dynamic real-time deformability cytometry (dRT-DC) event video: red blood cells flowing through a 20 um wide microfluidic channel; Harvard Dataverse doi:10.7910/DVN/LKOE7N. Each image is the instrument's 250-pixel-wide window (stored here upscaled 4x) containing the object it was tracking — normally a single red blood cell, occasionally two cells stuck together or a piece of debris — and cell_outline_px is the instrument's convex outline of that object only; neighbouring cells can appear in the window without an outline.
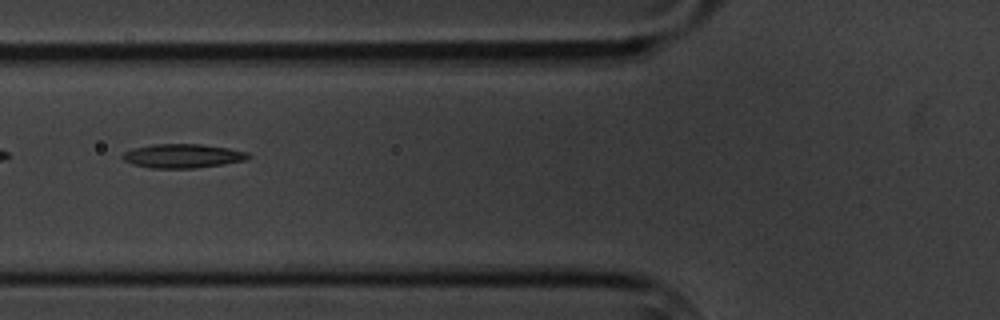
{"species": "common noctule bat (a hibernating species)", "species_latin": "Nyctalus noctula", "temperature_condition": "cold", "stored_images_in_passage": 9, "camera_frame_rate_fps": 3000, "um_per_image_px": 0.085, "animal": {"sex": "male", "body_mass_g": 20.1, "forearm_length_mm": 53.5}, "frame": {"image": 1, "passage_image": 2, "time_ms": 1.0, "image_size_px": [1000, 320], "cell_outline_px": [[252, 156], [248, 160], [224, 164], [196, 168], [148, 168], [132, 164], [124, 160], [120, 156], [124, 152], [132, 148], [152, 144], [200, 144], [228, 148], [248, 152]], "centroid_in_image_um": [15.53, 13.26], "position_along_channel_um": 110.3, "area_um2": 17.8}}
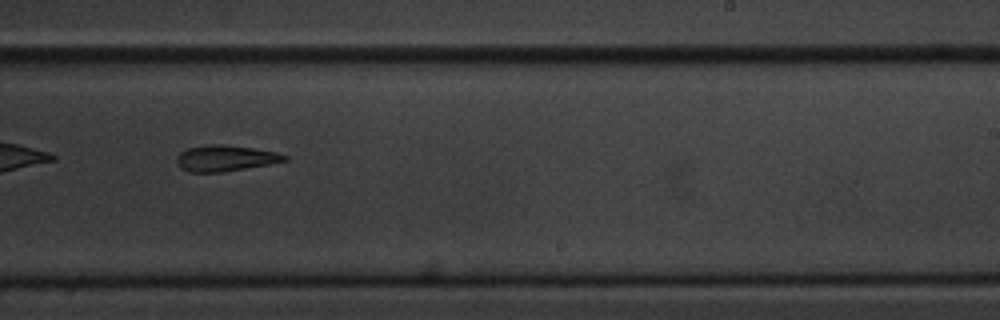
{"frame": {"image": 2, "passage_image": 6, "time_ms": 5.667, "image_size_px": [1000, 320], "cell_outline_px": [[288, 160], [268, 164], [220, 172], [188, 172], [180, 168], [176, 164], [176, 156], [180, 152], [188, 148], [208, 144], [220, 144], [252, 148], [276, 152], [288, 156]], "centroid_in_image_um": [19.09, 13.45], "position_along_channel_um": 269.9, "area_um2": 16.24}}
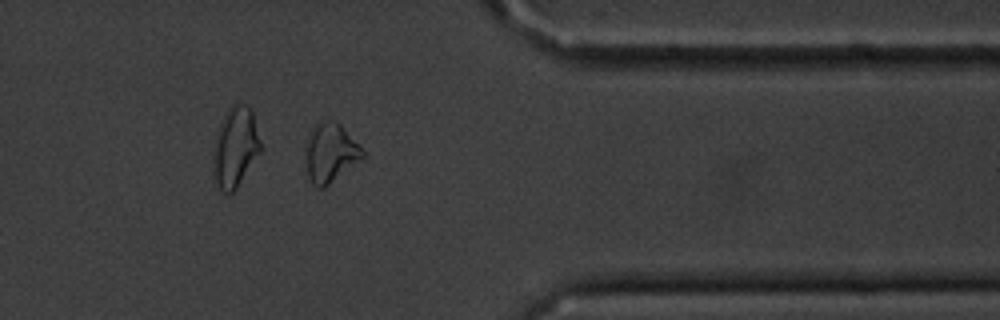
{"frame": {"image": 3, "passage_image": 9, "time_ms": 9.333, "image_size_px": [1000, 320], "cell_outline_px": [[364, 156], [324, 188], [316, 188], [312, 184], [308, 176], [304, 144], [316, 124], [324, 120], [328, 120], [340, 124], [364, 152]], "centroid_in_image_um": [28.03, 13.01], "position_along_channel_um": 383.4, "area_um2": 19.13}}